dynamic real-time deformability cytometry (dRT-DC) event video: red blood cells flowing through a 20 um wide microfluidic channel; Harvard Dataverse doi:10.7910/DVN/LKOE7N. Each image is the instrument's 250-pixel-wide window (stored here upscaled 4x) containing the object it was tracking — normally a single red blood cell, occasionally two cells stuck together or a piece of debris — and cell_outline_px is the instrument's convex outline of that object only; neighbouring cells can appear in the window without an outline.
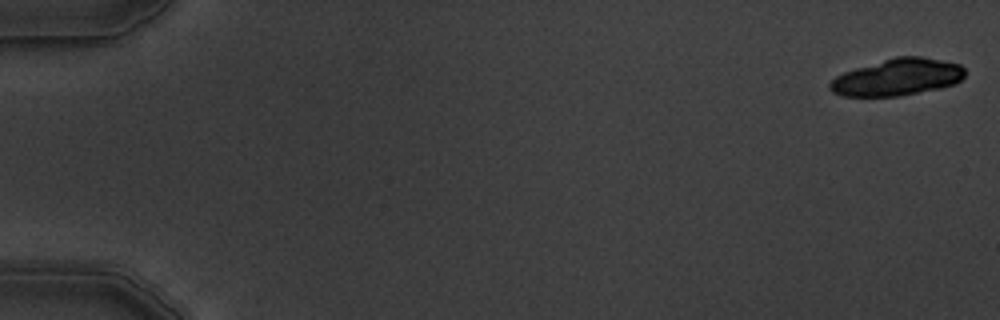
{"species": "common noctule bat (a hibernating species)", "species_latin": "Nyctalus noctula", "temperature_condition": "warm", "stored_images_in_passage": 4, "camera_frame_rate_fps": 3000, "um_per_image_px": 0.085, "animal": {"sex": "male", "body_mass_g": 19.5, "forearm_length_mm": 54.6}, "frame": {"image": 1, "passage_image": 1, "time_ms": 0.0, "image_size_px": [1000, 320], "cell_outline_px": [[964, 76], [956, 84], [940, 88], [900, 96], [844, 96], [832, 92], [828, 88], [828, 84], [836, 76], [844, 72], [856, 68], [896, 56], [920, 56], [960, 64], [964, 68]], "centroid_in_image_um": [76.27, 6.57], "position_along_channel_um": 8.7, "area_um2": 28.9}}